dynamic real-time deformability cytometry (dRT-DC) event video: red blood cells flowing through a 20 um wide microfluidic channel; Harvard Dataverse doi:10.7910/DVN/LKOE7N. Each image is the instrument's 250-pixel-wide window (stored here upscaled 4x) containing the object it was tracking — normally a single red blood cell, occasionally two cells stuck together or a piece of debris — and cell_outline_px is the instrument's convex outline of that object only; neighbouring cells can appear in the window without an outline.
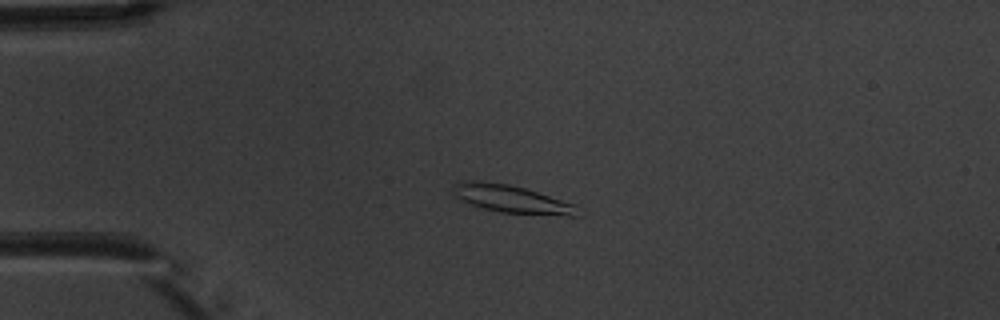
{"species": "common noctule bat (a hibernating species)", "species_latin": "Nyctalus noctula", "temperature_condition": "warm", "stored_images_in_passage": 6, "camera_frame_rate_fps": 3000, "um_per_image_px": 0.085, "animal": {"sex": "male", "body_mass_g": 20.1, "forearm_length_mm": 53.5}, "frame": {"image": 1, "passage_image": 4, "time_ms": 3.667, "image_size_px": [1000, 320], "cell_outline_px": [[580, 216], [568, 216], [500, 212], [468, 204], [460, 200], [456, 196], [452, 188], [452, 184], [464, 180], [476, 180], [508, 184], [524, 188], [576, 204]], "centroid_in_image_um": [43.47, 16.91], "position_along_channel_um": 41.5, "area_um2": 20.23}}